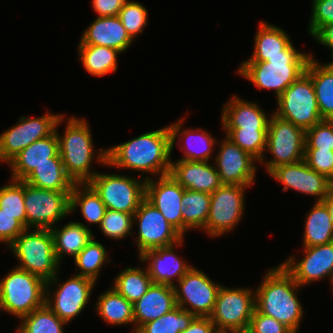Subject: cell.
Masks as SVG:
<instances>
[{"instance_id":"6da1fadb","label":"cell","mask_w":333,"mask_h":333,"mask_svg":"<svg viewBox=\"0 0 333 333\" xmlns=\"http://www.w3.org/2000/svg\"><path fill=\"white\" fill-rule=\"evenodd\" d=\"M168 125L107 148V167L146 173L145 180L168 175L171 168ZM154 175V176H152Z\"/></svg>"},{"instance_id":"7a4b0ae2","label":"cell","mask_w":333,"mask_h":333,"mask_svg":"<svg viewBox=\"0 0 333 333\" xmlns=\"http://www.w3.org/2000/svg\"><path fill=\"white\" fill-rule=\"evenodd\" d=\"M64 116L65 113L58 119L55 127L64 168L75 184L88 183L98 173L91 169L93 166L91 164L93 162L103 166L107 164V148L95 149L91 128L86 118ZM64 121L65 131L60 135L58 129Z\"/></svg>"},{"instance_id":"3957f363","label":"cell","mask_w":333,"mask_h":333,"mask_svg":"<svg viewBox=\"0 0 333 333\" xmlns=\"http://www.w3.org/2000/svg\"><path fill=\"white\" fill-rule=\"evenodd\" d=\"M255 288V308L262 314L275 318L298 333L304 318L303 304L298 294L301 287L282 266L269 268Z\"/></svg>"},{"instance_id":"277c9868","label":"cell","mask_w":333,"mask_h":333,"mask_svg":"<svg viewBox=\"0 0 333 333\" xmlns=\"http://www.w3.org/2000/svg\"><path fill=\"white\" fill-rule=\"evenodd\" d=\"M311 53L297 50L293 42L283 55L271 56L265 62L242 61L235 71L257 89L272 90L276 99L285 89L305 73Z\"/></svg>"},{"instance_id":"5b68a950","label":"cell","mask_w":333,"mask_h":333,"mask_svg":"<svg viewBox=\"0 0 333 333\" xmlns=\"http://www.w3.org/2000/svg\"><path fill=\"white\" fill-rule=\"evenodd\" d=\"M8 249L19 261L16 267L38 276L45 282L60 272L61 265L55 256L50 229L26 228Z\"/></svg>"},{"instance_id":"8992f818","label":"cell","mask_w":333,"mask_h":333,"mask_svg":"<svg viewBox=\"0 0 333 333\" xmlns=\"http://www.w3.org/2000/svg\"><path fill=\"white\" fill-rule=\"evenodd\" d=\"M45 297L46 282L16 266L0 279V298L4 312L18 320L43 306Z\"/></svg>"},{"instance_id":"52a82bcc","label":"cell","mask_w":333,"mask_h":333,"mask_svg":"<svg viewBox=\"0 0 333 333\" xmlns=\"http://www.w3.org/2000/svg\"><path fill=\"white\" fill-rule=\"evenodd\" d=\"M306 143V131L292 122L276 116L273 112L269 120L266 148L262 164L268 174L279 165L293 164L304 159ZM267 152L271 159L267 160Z\"/></svg>"},{"instance_id":"ba28073f","label":"cell","mask_w":333,"mask_h":333,"mask_svg":"<svg viewBox=\"0 0 333 333\" xmlns=\"http://www.w3.org/2000/svg\"><path fill=\"white\" fill-rule=\"evenodd\" d=\"M142 175L134 178L125 173L98 172L88 184L100 196L106 209L134 214L145 199L146 180Z\"/></svg>"},{"instance_id":"9c48e42d","label":"cell","mask_w":333,"mask_h":333,"mask_svg":"<svg viewBox=\"0 0 333 333\" xmlns=\"http://www.w3.org/2000/svg\"><path fill=\"white\" fill-rule=\"evenodd\" d=\"M273 113L305 131L322 121L311 77L305 72L276 99Z\"/></svg>"},{"instance_id":"30bf717a","label":"cell","mask_w":333,"mask_h":333,"mask_svg":"<svg viewBox=\"0 0 333 333\" xmlns=\"http://www.w3.org/2000/svg\"><path fill=\"white\" fill-rule=\"evenodd\" d=\"M59 276L58 272L50 281L46 282L45 303L68 324L84 311L90 302L96 283L74 273L64 282L60 281Z\"/></svg>"},{"instance_id":"8fae6325","label":"cell","mask_w":333,"mask_h":333,"mask_svg":"<svg viewBox=\"0 0 333 333\" xmlns=\"http://www.w3.org/2000/svg\"><path fill=\"white\" fill-rule=\"evenodd\" d=\"M253 186L222 184L210 194V212L202 230L211 238L233 232L245 212L246 191Z\"/></svg>"},{"instance_id":"7c38bea8","label":"cell","mask_w":333,"mask_h":333,"mask_svg":"<svg viewBox=\"0 0 333 333\" xmlns=\"http://www.w3.org/2000/svg\"><path fill=\"white\" fill-rule=\"evenodd\" d=\"M71 191L40 189L24 182L26 228L51 229L70 214Z\"/></svg>"},{"instance_id":"4fadbf2b","label":"cell","mask_w":333,"mask_h":333,"mask_svg":"<svg viewBox=\"0 0 333 333\" xmlns=\"http://www.w3.org/2000/svg\"><path fill=\"white\" fill-rule=\"evenodd\" d=\"M255 310V290L222 285L210 316L217 330L246 333Z\"/></svg>"},{"instance_id":"5bb4252c","label":"cell","mask_w":333,"mask_h":333,"mask_svg":"<svg viewBox=\"0 0 333 333\" xmlns=\"http://www.w3.org/2000/svg\"><path fill=\"white\" fill-rule=\"evenodd\" d=\"M193 266L173 287L176 304L198 317H210L222 284Z\"/></svg>"},{"instance_id":"9a60e30c","label":"cell","mask_w":333,"mask_h":333,"mask_svg":"<svg viewBox=\"0 0 333 333\" xmlns=\"http://www.w3.org/2000/svg\"><path fill=\"white\" fill-rule=\"evenodd\" d=\"M54 113V114H53ZM47 111L42 116H20L18 123L0 133V162L8 163L36 140L50 136L63 115Z\"/></svg>"},{"instance_id":"2e32d148","label":"cell","mask_w":333,"mask_h":333,"mask_svg":"<svg viewBox=\"0 0 333 333\" xmlns=\"http://www.w3.org/2000/svg\"><path fill=\"white\" fill-rule=\"evenodd\" d=\"M133 225L138 234L133 238L137 245L138 257L150 249L173 245L184 236L171 225L161 212L144 199L133 215Z\"/></svg>"},{"instance_id":"e0dca14e","label":"cell","mask_w":333,"mask_h":333,"mask_svg":"<svg viewBox=\"0 0 333 333\" xmlns=\"http://www.w3.org/2000/svg\"><path fill=\"white\" fill-rule=\"evenodd\" d=\"M268 174L284 186L282 192L292 189L302 195L314 197L316 202H322L333 190V181L311 169L304 159L293 164L279 165Z\"/></svg>"},{"instance_id":"ac0fdd59","label":"cell","mask_w":333,"mask_h":333,"mask_svg":"<svg viewBox=\"0 0 333 333\" xmlns=\"http://www.w3.org/2000/svg\"><path fill=\"white\" fill-rule=\"evenodd\" d=\"M218 153L213 158L222 184L252 186L258 168V161L229 138L217 141ZM256 164V165H255Z\"/></svg>"},{"instance_id":"d6986e66","label":"cell","mask_w":333,"mask_h":333,"mask_svg":"<svg viewBox=\"0 0 333 333\" xmlns=\"http://www.w3.org/2000/svg\"><path fill=\"white\" fill-rule=\"evenodd\" d=\"M302 258L291 255L284 259L282 266L294 277V280L305 287L323 278L333 277V241L327 244L302 247Z\"/></svg>"},{"instance_id":"ffe728a7","label":"cell","mask_w":333,"mask_h":333,"mask_svg":"<svg viewBox=\"0 0 333 333\" xmlns=\"http://www.w3.org/2000/svg\"><path fill=\"white\" fill-rule=\"evenodd\" d=\"M184 239L170 246L147 250L138 257L140 263L147 264L153 283L174 286L193 267L175 252L176 248L182 247Z\"/></svg>"},{"instance_id":"44dd1931","label":"cell","mask_w":333,"mask_h":333,"mask_svg":"<svg viewBox=\"0 0 333 333\" xmlns=\"http://www.w3.org/2000/svg\"><path fill=\"white\" fill-rule=\"evenodd\" d=\"M185 189L170 175L146 180L145 199L182 234V204Z\"/></svg>"},{"instance_id":"7402d4cb","label":"cell","mask_w":333,"mask_h":333,"mask_svg":"<svg viewBox=\"0 0 333 333\" xmlns=\"http://www.w3.org/2000/svg\"><path fill=\"white\" fill-rule=\"evenodd\" d=\"M185 118L187 117H181L177 122L168 125L171 133V152L177 143L180 151H183L184 154L178 160L210 161L218 140L202 127L183 129Z\"/></svg>"},{"instance_id":"603a6c76","label":"cell","mask_w":333,"mask_h":333,"mask_svg":"<svg viewBox=\"0 0 333 333\" xmlns=\"http://www.w3.org/2000/svg\"><path fill=\"white\" fill-rule=\"evenodd\" d=\"M184 189L211 194L222 183L211 161L172 160L169 173Z\"/></svg>"},{"instance_id":"cb8c5ba5","label":"cell","mask_w":333,"mask_h":333,"mask_svg":"<svg viewBox=\"0 0 333 333\" xmlns=\"http://www.w3.org/2000/svg\"><path fill=\"white\" fill-rule=\"evenodd\" d=\"M221 111V129H268L271 118L257 102L233 95L224 102Z\"/></svg>"},{"instance_id":"d4e9b609","label":"cell","mask_w":333,"mask_h":333,"mask_svg":"<svg viewBox=\"0 0 333 333\" xmlns=\"http://www.w3.org/2000/svg\"><path fill=\"white\" fill-rule=\"evenodd\" d=\"M54 156H60L55 131L50 136L36 140L7 163L11 173L10 179L23 181L35 167L43 163H52Z\"/></svg>"},{"instance_id":"484cf974","label":"cell","mask_w":333,"mask_h":333,"mask_svg":"<svg viewBox=\"0 0 333 333\" xmlns=\"http://www.w3.org/2000/svg\"><path fill=\"white\" fill-rule=\"evenodd\" d=\"M175 307L176 298L173 286L152 283L147 292L133 303L135 333L143 324L156 320Z\"/></svg>"},{"instance_id":"4316f807","label":"cell","mask_w":333,"mask_h":333,"mask_svg":"<svg viewBox=\"0 0 333 333\" xmlns=\"http://www.w3.org/2000/svg\"><path fill=\"white\" fill-rule=\"evenodd\" d=\"M80 41L86 45L114 48L121 53L127 51L134 42L118 16L94 18L82 32Z\"/></svg>"},{"instance_id":"83f0119b","label":"cell","mask_w":333,"mask_h":333,"mask_svg":"<svg viewBox=\"0 0 333 333\" xmlns=\"http://www.w3.org/2000/svg\"><path fill=\"white\" fill-rule=\"evenodd\" d=\"M50 230L53 235L55 256L61 266L64 256L68 255L74 259L94 237L92 230L80 221H69L62 227L56 225Z\"/></svg>"},{"instance_id":"f1b7e54d","label":"cell","mask_w":333,"mask_h":333,"mask_svg":"<svg viewBox=\"0 0 333 333\" xmlns=\"http://www.w3.org/2000/svg\"><path fill=\"white\" fill-rule=\"evenodd\" d=\"M312 79L323 120H333V62L317 61L313 52L305 71Z\"/></svg>"},{"instance_id":"f546056e","label":"cell","mask_w":333,"mask_h":333,"mask_svg":"<svg viewBox=\"0 0 333 333\" xmlns=\"http://www.w3.org/2000/svg\"><path fill=\"white\" fill-rule=\"evenodd\" d=\"M254 36L253 53L246 61L265 62L271 56L283 55V51L292 43L284 28L266 21L259 22Z\"/></svg>"},{"instance_id":"4dcf8cb0","label":"cell","mask_w":333,"mask_h":333,"mask_svg":"<svg viewBox=\"0 0 333 333\" xmlns=\"http://www.w3.org/2000/svg\"><path fill=\"white\" fill-rule=\"evenodd\" d=\"M94 310L97 316L107 324L121 326L134 325L133 303L118 294L113 287L100 293Z\"/></svg>"},{"instance_id":"1f68e13d","label":"cell","mask_w":333,"mask_h":333,"mask_svg":"<svg viewBox=\"0 0 333 333\" xmlns=\"http://www.w3.org/2000/svg\"><path fill=\"white\" fill-rule=\"evenodd\" d=\"M314 202L304 220L303 247H313L333 241V219L328 208L323 201Z\"/></svg>"},{"instance_id":"d6a6232c","label":"cell","mask_w":333,"mask_h":333,"mask_svg":"<svg viewBox=\"0 0 333 333\" xmlns=\"http://www.w3.org/2000/svg\"><path fill=\"white\" fill-rule=\"evenodd\" d=\"M31 186L53 191H72L75 183L67 174L61 156L52 157V163H43L23 180Z\"/></svg>"},{"instance_id":"836d02e7","label":"cell","mask_w":333,"mask_h":333,"mask_svg":"<svg viewBox=\"0 0 333 333\" xmlns=\"http://www.w3.org/2000/svg\"><path fill=\"white\" fill-rule=\"evenodd\" d=\"M78 59L90 75L103 77L117 71L120 51L97 45H86L80 40L77 46Z\"/></svg>"},{"instance_id":"e575fe53","label":"cell","mask_w":333,"mask_h":333,"mask_svg":"<svg viewBox=\"0 0 333 333\" xmlns=\"http://www.w3.org/2000/svg\"><path fill=\"white\" fill-rule=\"evenodd\" d=\"M211 196L208 193L185 189L182 204V235L188 231L203 230L210 212Z\"/></svg>"},{"instance_id":"d590c367","label":"cell","mask_w":333,"mask_h":333,"mask_svg":"<svg viewBox=\"0 0 333 333\" xmlns=\"http://www.w3.org/2000/svg\"><path fill=\"white\" fill-rule=\"evenodd\" d=\"M80 209L81 215L89 226L98 224L100 226L104 217L106 206L100 196L88 184H75L70 194V214Z\"/></svg>"},{"instance_id":"8d00e7d4","label":"cell","mask_w":333,"mask_h":333,"mask_svg":"<svg viewBox=\"0 0 333 333\" xmlns=\"http://www.w3.org/2000/svg\"><path fill=\"white\" fill-rule=\"evenodd\" d=\"M144 267H126L113 279V289L131 303L139 300L153 283Z\"/></svg>"},{"instance_id":"74e56055","label":"cell","mask_w":333,"mask_h":333,"mask_svg":"<svg viewBox=\"0 0 333 333\" xmlns=\"http://www.w3.org/2000/svg\"><path fill=\"white\" fill-rule=\"evenodd\" d=\"M105 245L96 241L95 236L89 241L84 249L74 258L77 276H82L97 283L102 268L110 263ZM79 269V270H78ZM80 271V272H79Z\"/></svg>"},{"instance_id":"f35d334b","label":"cell","mask_w":333,"mask_h":333,"mask_svg":"<svg viewBox=\"0 0 333 333\" xmlns=\"http://www.w3.org/2000/svg\"><path fill=\"white\" fill-rule=\"evenodd\" d=\"M16 333H65L66 322L61 320L46 303L19 319Z\"/></svg>"},{"instance_id":"ab89813d","label":"cell","mask_w":333,"mask_h":333,"mask_svg":"<svg viewBox=\"0 0 333 333\" xmlns=\"http://www.w3.org/2000/svg\"><path fill=\"white\" fill-rule=\"evenodd\" d=\"M195 317L194 314L177 306L158 319L143 324L135 333H180Z\"/></svg>"},{"instance_id":"60d3db41","label":"cell","mask_w":333,"mask_h":333,"mask_svg":"<svg viewBox=\"0 0 333 333\" xmlns=\"http://www.w3.org/2000/svg\"><path fill=\"white\" fill-rule=\"evenodd\" d=\"M225 136L258 162L266 148L268 129H222Z\"/></svg>"},{"instance_id":"b9f144b4","label":"cell","mask_w":333,"mask_h":333,"mask_svg":"<svg viewBox=\"0 0 333 333\" xmlns=\"http://www.w3.org/2000/svg\"><path fill=\"white\" fill-rule=\"evenodd\" d=\"M9 182L0 187V209L2 212L16 216V219L26 227L24 181L10 179Z\"/></svg>"},{"instance_id":"7bdbcfd3","label":"cell","mask_w":333,"mask_h":333,"mask_svg":"<svg viewBox=\"0 0 333 333\" xmlns=\"http://www.w3.org/2000/svg\"><path fill=\"white\" fill-rule=\"evenodd\" d=\"M133 215L106 209L99 228L107 238L109 237L113 241L123 240L128 235L133 238Z\"/></svg>"},{"instance_id":"ee69618b","label":"cell","mask_w":333,"mask_h":333,"mask_svg":"<svg viewBox=\"0 0 333 333\" xmlns=\"http://www.w3.org/2000/svg\"><path fill=\"white\" fill-rule=\"evenodd\" d=\"M118 17L134 41L138 35L143 34L144 28L148 26V11L141 2L127 0Z\"/></svg>"},{"instance_id":"f6af8a7d","label":"cell","mask_w":333,"mask_h":333,"mask_svg":"<svg viewBox=\"0 0 333 333\" xmlns=\"http://www.w3.org/2000/svg\"><path fill=\"white\" fill-rule=\"evenodd\" d=\"M305 149L333 150V120H322L306 130Z\"/></svg>"},{"instance_id":"bcb514c9","label":"cell","mask_w":333,"mask_h":333,"mask_svg":"<svg viewBox=\"0 0 333 333\" xmlns=\"http://www.w3.org/2000/svg\"><path fill=\"white\" fill-rule=\"evenodd\" d=\"M308 35L313 37L323 26L333 23V0H312Z\"/></svg>"},{"instance_id":"7dc6e473","label":"cell","mask_w":333,"mask_h":333,"mask_svg":"<svg viewBox=\"0 0 333 333\" xmlns=\"http://www.w3.org/2000/svg\"><path fill=\"white\" fill-rule=\"evenodd\" d=\"M308 166L333 181V150L305 149Z\"/></svg>"},{"instance_id":"c3c4849f","label":"cell","mask_w":333,"mask_h":333,"mask_svg":"<svg viewBox=\"0 0 333 333\" xmlns=\"http://www.w3.org/2000/svg\"><path fill=\"white\" fill-rule=\"evenodd\" d=\"M246 333H293L275 318L260 313L256 308Z\"/></svg>"},{"instance_id":"681fc988","label":"cell","mask_w":333,"mask_h":333,"mask_svg":"<svg viewBox=\"0 0 333 333\" xmlns=\"http://www.w3.org/2000/svg\"><path fill=\"white\" fill-rule=\"evenodd\" d=\"M25 229L26 227L16 219V216L0 209V243L9 247Z\"/></svg>"},{"instance_id":"f907efd6","label":"cell","mask_w":333,"mask_h":333,"mask_svg":"<svg viewBox=\"0 0 333 333\" xmlns=\"http://www.w3.org/2000/svg\"><path fill=\"white\" fill-rule=\"evenodd\" d=\"M127 0H92L93 11L98 14L96 17L118 16L124 3Z\"/></svg>"},{"instance_id":"816d5d0a","label":"cell","mask_w":333,"mask_h":333,"mask_svg":"<svg viewBox=\"0 0 333 333\" xmlns=\"http://www.w3.org/2000/svg\"><path fill=\"white\" fill-rule=\"evenodd\" d=\"M217 331L210 317L196 316L191 324L180 333H215Z\"/></svg>"},{"instance_id":"f5cc1de1","label":"cell","mask_w":333,"mask_h":333,"mask_svg":"<svg viewBox=\"0 0 333 333\" xmlns=\"http://www.w3.org/2000/svg\"><path fill=\"white\" fill-rule=\"evenodd\" d=\"M312 38L316 39L315 41L320 45L330 49L332 56L330 62H333V23L323 26Z\"/></svg>"},{"instance_id":"db71d44e","label":"cell","mask_w":333,"mask_h":333,"mask_svg":"<svg viewBox=\"0 0 333 333\" xmlns=\"http://www.w3.org/2000/svg\"><path fill=\"white\" fill-rule=\"evenodd\" d=\"M323 202L326 204L329 214L333 219V190L324 198Z\"/></svg>"},{"instance_id":"11a10c76","label":"cell","mask_w":333,"mask_h":333,"mask_svg":"<svg viewBox=\"0 0 333 333\" xmlns=\"http://www.w3.org/2000/svg\"><path fill=\"white\" fill-rule=\"evenodd\" d=\"M215 333H241L237 331H226V330H217Z\"/></svg>"},{"instance_id":"9f6ffc18","label":"cell","mask_w":333,"mask_h":333,"mask_svg":"<svg viewBox=\"0 0 333 333\" xmlns=\"http://www.w3.org/2000/svg\"><path fill=\"white\" fill-rule=\"evenodd\" d=\"M0 311H2L4 313V309H3V306H2L1 298H0Z\"/></svg>"},{"instance_id":"6f0895ef","label":"cell","mask_w":333,"mask_h":333,"mask_svg":"<svg viewBox=\"0 0 333 333\" xmlns=\"http://www.w3.org/2000/svg\"><path fill=\"white\" fill-rule=\"evenodd\" d=\"M330 284H331V285H330V286H331L330 288H331V290H332V293H333V277H332V279H331V282H330Z\"/></svg>"}]
</instances>
